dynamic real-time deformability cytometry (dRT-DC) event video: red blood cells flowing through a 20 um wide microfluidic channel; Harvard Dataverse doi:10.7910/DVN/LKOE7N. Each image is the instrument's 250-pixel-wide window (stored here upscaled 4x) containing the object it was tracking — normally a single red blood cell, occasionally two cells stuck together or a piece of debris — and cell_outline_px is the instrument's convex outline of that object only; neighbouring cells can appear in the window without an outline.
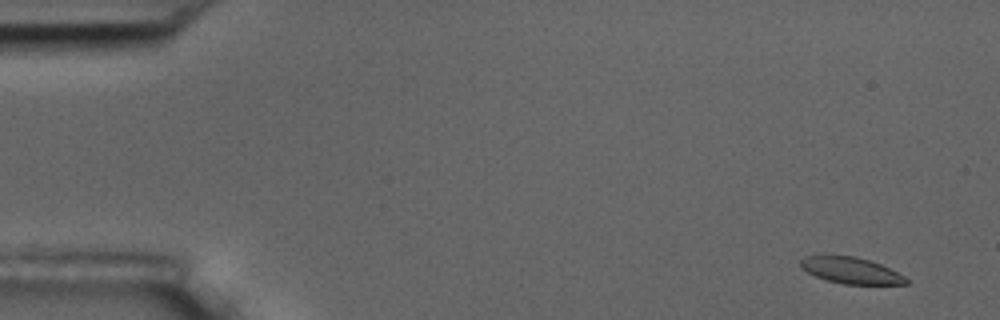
{"species": "common noctule bat (a hibernating species)", "species_latin": "Nyctalus noctula", "temperature_condition": "room temperature", "stored_images_in_passage": 4, "camera_frame_rate_fps": 3000, "um_per_image_px": 0.085, "animal": {"sex": "male", "body_mass_g": 17.5, "forearm_length_mm": 52.3}, "frame": {"image": 1, "passage_image": 1, "time_ms": 0.0, "image_size_px": [1000, 320], "cell_outline_px": [[908, 284], [844, 284], [824, 280], [800, 268], [800, 260], [804, 256], [820, 252], [824, 252], [856, 256], [880, 264], [904, 276], [908, 280]], "centroid_in_image_um": [72.2, 22.93], "position_along_channel_um": 12.8, "area_um2": 16.82}}